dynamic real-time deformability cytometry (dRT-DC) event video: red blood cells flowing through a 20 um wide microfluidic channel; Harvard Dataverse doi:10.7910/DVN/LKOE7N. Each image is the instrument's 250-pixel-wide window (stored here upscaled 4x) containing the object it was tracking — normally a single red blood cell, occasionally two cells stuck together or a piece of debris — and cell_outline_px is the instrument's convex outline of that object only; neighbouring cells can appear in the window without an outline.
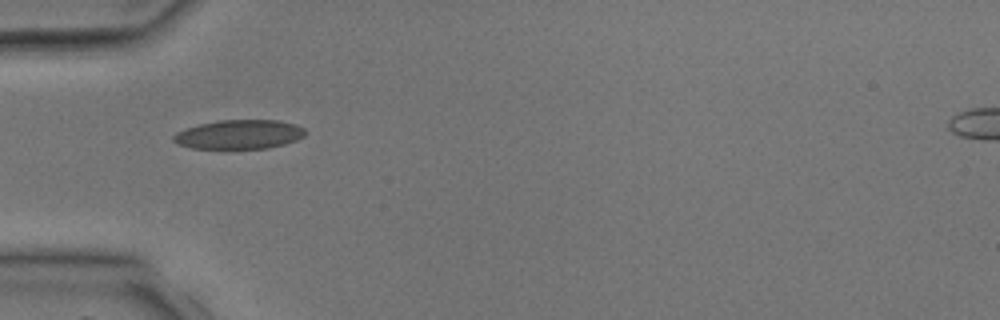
{"species": "common noctule bat (a hibernating species)", "species_latin": "Nyctalus noctula", "temperature_condition": "room temperature", "stored_images_in_passage": 2, "camera_frame_rate_fps": 3000, "um_per_image_px": 0.085, "animal": {"sex": "male", "body_mass_g": 17.9, "forearm_length_mm": 54.2}, "frame": {"image": 1, "passage_image": 1, "time_ms": 0.0, "image_size_px": [1000, 320], "cell_outline_px": [[304, 136], [296, 140], [284, 144], [268, 148], [192, 148], [176, 144], [172, 140], [172, 136], [176, 132], [200, 124], [220, 120], [280, 120], [296, 124], [304, 128]], "centroid_in_image_um": [20.32, 11.42], "position_along_channel_um": 64.7, "area_um2": 22.31}}